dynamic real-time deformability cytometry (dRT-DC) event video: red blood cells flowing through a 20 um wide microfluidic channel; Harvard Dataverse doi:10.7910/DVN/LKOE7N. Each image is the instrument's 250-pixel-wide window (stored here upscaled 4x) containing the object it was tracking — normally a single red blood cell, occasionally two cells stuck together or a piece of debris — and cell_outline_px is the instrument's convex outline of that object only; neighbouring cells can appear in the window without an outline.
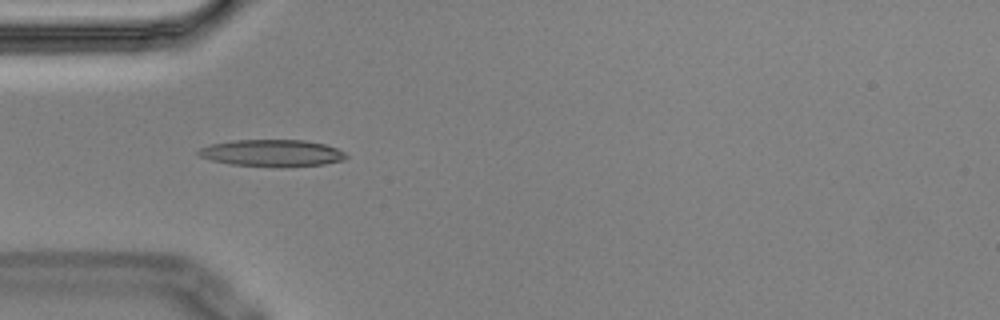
{"species": "Egyptian fruit bat (a non-hibernating species)", "species_latin": "Rousettus aegyptiacus", "temperature_condition": "cold", "stored_images_in_passage": 7, "camera_frame_rate_fps": 3000, "um_per_image_px": 0.085, "animal": {"sex": "male"}, "frame": {"image": 1, "passage_image": 5, "time_ms": 1.333, "image_size_px": [1000, 320], "cell_outline_px": [[348, 156], [344, 160], [324, 164], [280, 168], [228, 164], [212, 160], [200, 156], [196, 152], [200, 148], [212, 144], [232, 140], [304, 140], [324, 144], [336, 148], [344, 152]], "centroid_in_image_um": [23.13, 13.02], "position_along_channel_um": 61.9, "area_um2": 23.35}}